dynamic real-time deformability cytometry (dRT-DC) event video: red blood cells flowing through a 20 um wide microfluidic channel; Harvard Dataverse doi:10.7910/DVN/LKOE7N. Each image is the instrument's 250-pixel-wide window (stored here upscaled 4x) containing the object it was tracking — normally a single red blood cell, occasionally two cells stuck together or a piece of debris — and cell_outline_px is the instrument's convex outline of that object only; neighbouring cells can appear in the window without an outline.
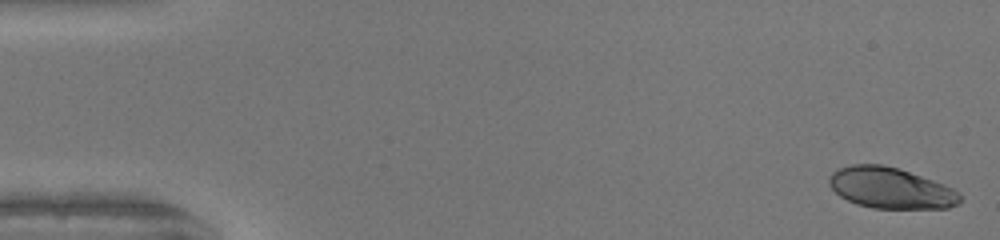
{"species": "human", "species_latin": "Homo sapiens", "temperature_condition": "warm", "stored_images_in_passage": 50, "camera_frame_rate_fps": 3000, "um_per_image_px": 0.085, "donor": {"sex": "female"}, "frame": {"image": 1, "passage_image": 1, "time_ms": 0.0, "image_size_px": [1000, 240], "cell_outline_px": [[960, 204], [948, 208], [872, 208], [856, 204], [840, 196], [828, 184], [828, 180], [832, 172], [836, 168], [852, 164], [880, 164], [900, 168], [944, 184], [960, 192]], "centroid_in_image_um": [75.7, 15.97], "position_along_channel_um": 9.3, "area_um2": 31.44}}
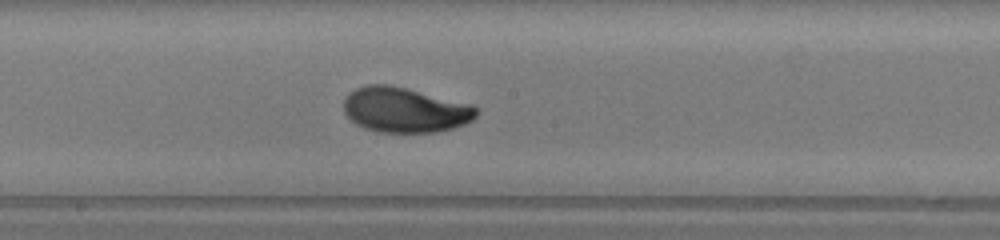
{"frame": {"image": 2, "passage_image": 27, "time_ms": 8.667, "image_size_px": [1000, 240], "cell_outline_px": [[476, 116], [472, 120], [464, 124], [452, 128], [436, 132], [380, 132], [364, 128], [356, 124], [344, 112], [344, 96], [348, 92], [356, 88], [368, 84], [388, 84], [472, 104], [476, 108]], "centroid_in_image_um": [34.38, 9.34], "position_along_channel_um": 213.8, "area_um2": 34.74}}
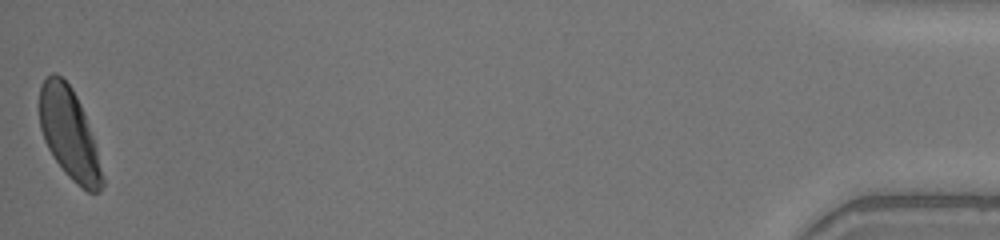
{"frame": {"image": 3, "passage_image": 50, "time_ms": 16.333, "image_size_px": [1000, 240], "cell_outline_px": [[104, 184], [100, 192], [88, 192], [76, 184], [64, 172], [52, 156], [44, 140], [40, 128], [40, 84], [52, 72], [56, 72], [72, 88], [80, 104], [92, 136], [96, 148], [104, 176]], "centroid_in_image_um": [5.88, 11.4], "position_along_channel_um": 429.3, "area_um2": 32.95}, "authors_computed_cell_mechanics": {"area_um2": 33.2928, "velocity_mm_per_s": 4.1143, "shape_relaxation_time_tau1_ms": 2.6181, "shape_relaxation_time_tau2_ms": 0.7299, "deformation_change_tau1": 0.1497, "deformation_change_tau2": 0.0352}}